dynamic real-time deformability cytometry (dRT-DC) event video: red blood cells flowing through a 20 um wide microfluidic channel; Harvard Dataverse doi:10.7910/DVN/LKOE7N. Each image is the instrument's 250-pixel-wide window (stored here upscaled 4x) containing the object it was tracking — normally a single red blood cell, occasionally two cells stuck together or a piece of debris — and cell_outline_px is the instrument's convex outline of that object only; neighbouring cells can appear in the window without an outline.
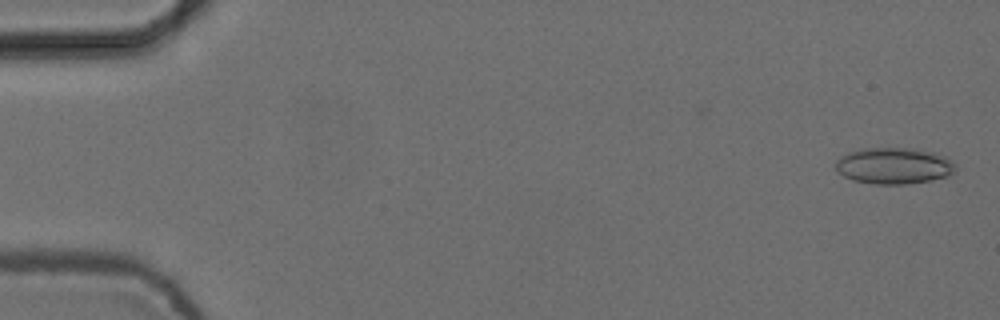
{"species": "common noctule bat (a hibernating species)", "species_latin": "Nyctalus noctula", "temperature_condition": "cold", "stored_images_in_passage": 6, "segment_of_instrument_passage": [2, 2], "camera_frame_rate_fps": 3000, "um_per_image_px": 0.085, "animal": {"sex": "female", "body_mass_g": 24.6, "forearm_length_mm": 56.2}, "frame": {"image": 1, "passage_image": 6, "time_ms": 1.667, "image_size_px": [1000, 320], "cell_outline_px": [[956, 172], [948, 176], [928, 180], [904, 184], [876, 184], [852, 180], [836, 172], [836, 160], [840, 156], [848, 152], [864, 148], [912, 148], [936, 152], [952, 160], [956, 164]], "centroid_in_image_um": [75.99, 14.08], "position_along_channel_um": 9.0, "area_um2": 25.61}}